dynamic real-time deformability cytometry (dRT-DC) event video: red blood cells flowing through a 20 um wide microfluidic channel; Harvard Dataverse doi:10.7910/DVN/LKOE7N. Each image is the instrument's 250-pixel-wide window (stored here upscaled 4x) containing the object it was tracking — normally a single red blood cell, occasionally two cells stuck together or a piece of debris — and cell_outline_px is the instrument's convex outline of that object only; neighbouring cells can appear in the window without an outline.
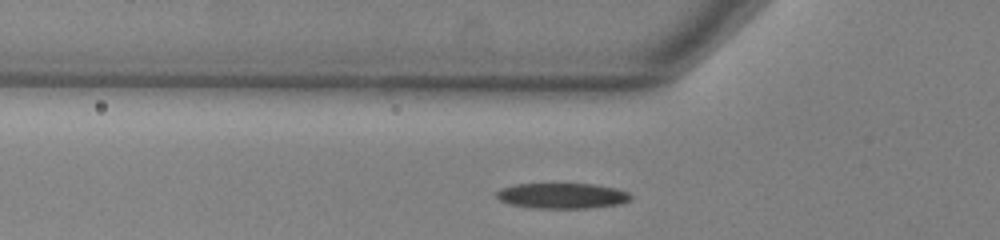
{"species": "common noctule bat (a hibernating species)", "species_latin": "Nyctalus noctula", "temperature_condition": "warm", "stored_images_in_passage": 39, "camera_frame_rate_fps": 3000, "um_per_image_px": 0.085, "animal": {"sex": "male", "body_mass_g": 13.0, "forearm_length_mm": 53.1}, "frame": {"image": 1, "passage_image": 8, "time_ms": 2.333, "image_size_px": [1000, 240], "cell_outline_px": [[632, 200], [620, 204], [592, 208], [532, 208], [508, 204], [500, 200], [496, 196], [496, 192], [500, 188], [516, 184], [592, 184], [616, 188], [628, 192], [632, 196]], "centroid_in_image_um": [47.79, 16.65], "position_along_channel_um": 78.0, "area_um2": 20.11}}
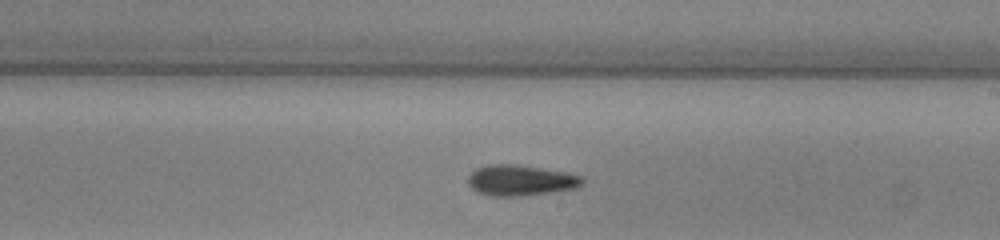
{"frame": {"image": 2, "passage_image": 21, "time_ms": 6.667, "image_size_px": [1000, 240], "cell_outline_px": [[584, 184], [576, 188], [552, 192], [520, 196], [488, 196], [476, 192], [468, 184], [468, 176], [476, 168], [488, 164], [512, 164], [568, 172], [584, 176]], "centroid_in_image_um": [44.26, 15.33], "position_along_channel_um": 244.7, "area_um2": 20.69}}
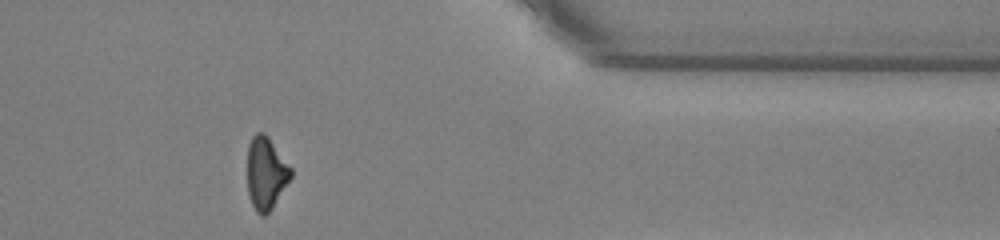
{"frame": {"image": 3, "passage_image": 34, "time_ms": 11.0, "image_size_px": [1000, 240], "cell_outline_px": [[292, 176], [272, 208], [264, 216], [260, 216], [256, 212], [248, 196], [248, 144], [252, 136], [256, 132], [264, 132], [268, 136], [292, 168]], "centroid_in_image_um": [22.6, 14.71], "position_along_channel_um": 388.8, "area_um2": 18.44}}